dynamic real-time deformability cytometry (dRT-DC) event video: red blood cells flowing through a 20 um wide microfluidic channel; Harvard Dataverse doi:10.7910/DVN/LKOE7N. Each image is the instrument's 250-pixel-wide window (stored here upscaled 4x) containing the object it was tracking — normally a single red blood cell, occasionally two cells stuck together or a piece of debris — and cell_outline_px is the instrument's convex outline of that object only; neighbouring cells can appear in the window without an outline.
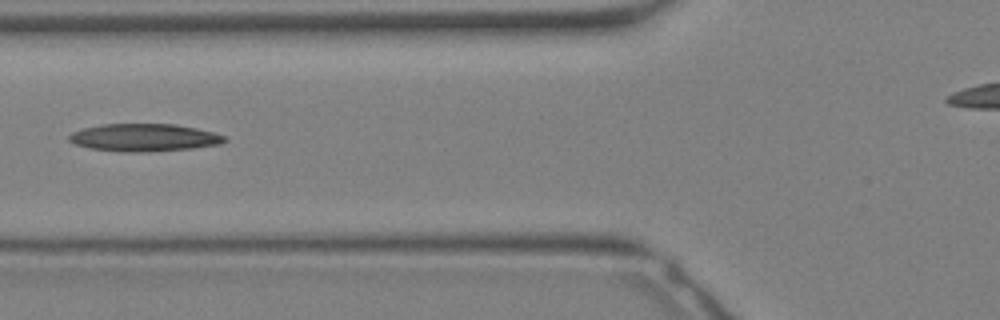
{"species": "Egyptian fruit bat (a non-hibernating species)", "species_latin": "Rousettus aegyptiacus", "temperature_condition": "warm", "stored_images_in_passage": 23, "camera_frame_rate_fps": 3000, "um_per_image_px": 0.085, "animal": {"sex": "female"}, "frame": {"image": 1, "passage_image": 12, "time_ms": 3.667, "image_size_px": [1000, 320], "cell_outline_px": [[228, 140], [220, 144], [192, 148], [140, 152], [124, 152], [88, 148], [72, 144], [68, 140], [68, 136], [72, 132], [84, 128], [104, 124], [176, 124], [196, 128], [212, 132], [224, 136]], "centroid_in_image_um": [12.21, 11.69], "position_along_channel_um": 113.6, "area_um2": 24.97}}
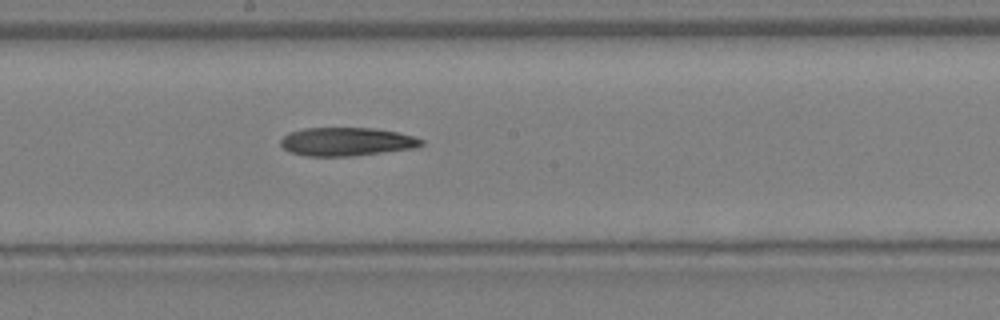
{"frame": {"image": 2, "passage_image": 17, "time_ms": 5.333, "image_size_px": [1000, 320], "cell_outline_px": [[424, 144], [412, 148], [352, 156], [308, 156], [292, 152], [284, 148], [280, 144], [280, 140], [288, 132], [304, 128], [376, 128], [396, 132], [412, 136], [424, 140]], "centroid_in_image_um": [29.44, 12.03], "position_along_channel_um": 218.8, "area_um2": 23.12}}
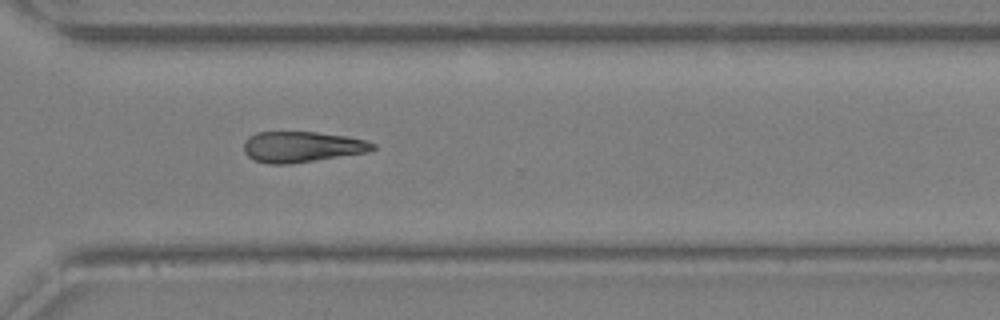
{"frame": {"image": 3, "passage_image": 23, "time_ms": 7.333, "image_size_px": [1000, 320], "cell_outline_px": [[376, 148], [368, 152], [288, 164], [268, 164], [256, 160], [248, 156], [244, 152], [244, 140], [248, 136], [256, 132], [316, 132], [344, 136], [364, 140], [376, 144]], "centroid_in_image_um": [25.63, 12.47], "position_along_channel_um": 345.0, "area_um2": 23.0}}